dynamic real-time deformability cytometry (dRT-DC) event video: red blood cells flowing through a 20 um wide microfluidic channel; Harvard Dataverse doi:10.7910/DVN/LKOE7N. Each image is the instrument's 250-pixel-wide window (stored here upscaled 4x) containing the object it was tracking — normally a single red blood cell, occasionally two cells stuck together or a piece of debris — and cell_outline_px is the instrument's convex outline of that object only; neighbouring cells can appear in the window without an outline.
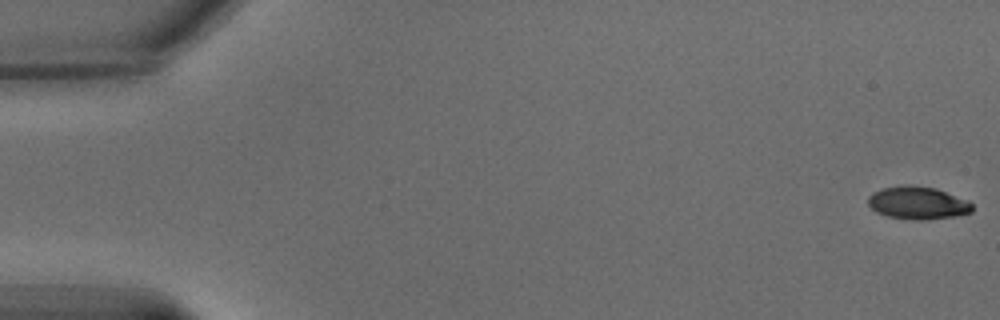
{"species": "common noctule bat (a hibernating species)", "species_latin": "Nyctalus noctula", "temperature_condition": "warm", "stored_images_in_passage": 64, "camera_frame_rate_fps": 3000, "um_per_image_px": 0.085, "animal": {"sex": "male", "body_mass_g": 15.6}, "frame": {"image": 1, "passage_image": 1, "time_ms": 0.0, "image_size_px": [1000, 320], "cell_outline_px": [[972, 212], [956, 216], [924, 220], [916, 220], [888, 216], [876, 212], [868, 204], [868, 196], [872, 192], [880, 188], [904, 184], [908, 184], [936, 188], [968, 200], [972, 204]], "centroid_in_image_um": [77.99, 17.23], "position_along_channel_um": 7.0, "area_um2": 20.06}}
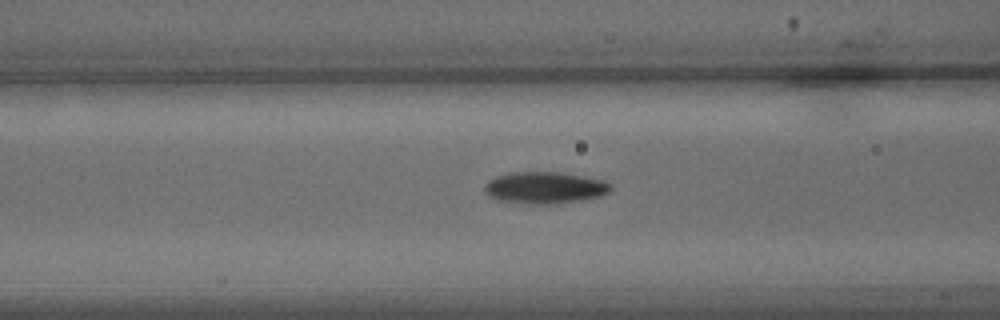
{"frame": {"image": 2, "passage_image": 26, "time_ms": 8.333, "image_size_px": [1000, 320], "cell_outline_px": [[612, 188], [608, 192], [600, 196], [580, 200], [548, 204], [524, 204], [496, 200], [488, 196], [484, 192], [484, 184], [488, 180], [496, 176], [512, 172], [556, 172], [604, 180], [612, 184]], "centroid_in_image_um": [46.25, 15.96], "position_along_channel_um": 120.4, "area_um2": 23.41}}
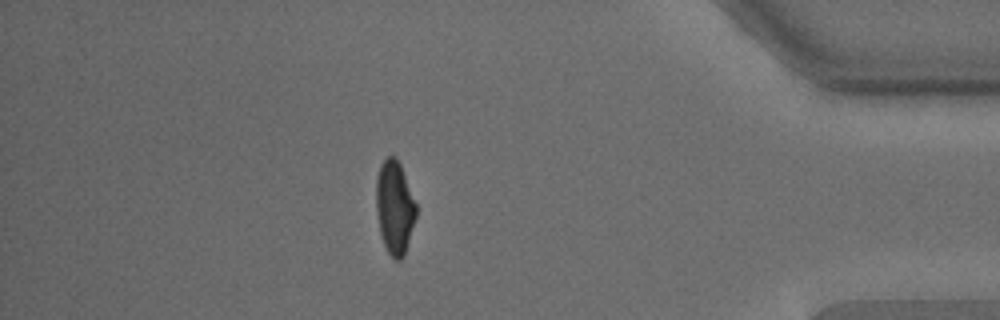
{"frame": {"image": 3, "passage_image": 56, "time_ms": 18.333, "image_size_px": [1000, 320], "cell_outline_px": [[416, 216], [404, 256], [400, 260], [396, 260], [388, 252], [384, 244], [380, 232], [376, 212], [376, 176], [380, 164], [388, 156], [396, 156], [400, 164], [416, 204]], "centroid_in_image_um": [33.53, 17.61], "position_along_channel_um": 401.7, "area_um2": 21.62}, "authors_computed_cell_mechanics": {"area_um2": 21.8773, "velocity_mm_per_s": 3.1958, "shape_relaxation_time_tau1_ms": 3.1422, "shape_relaxation_time_tau2_ms": 1.67, "deformation_change_tau1": 0.1718, "deformation_change_tau2": 0.0706}}